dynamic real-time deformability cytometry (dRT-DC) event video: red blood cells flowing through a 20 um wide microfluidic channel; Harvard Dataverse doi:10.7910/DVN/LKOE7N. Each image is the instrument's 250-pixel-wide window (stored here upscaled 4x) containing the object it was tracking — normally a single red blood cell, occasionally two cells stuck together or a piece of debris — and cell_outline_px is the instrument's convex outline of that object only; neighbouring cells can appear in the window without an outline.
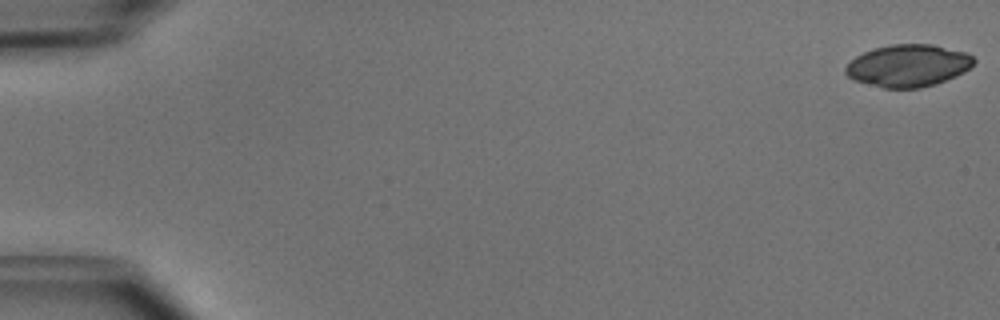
{"species": "common noctule bat (a hibernating species)", "species_latin": "Nyctalus noctula", "temperature_condition": "cold", "stored_images_in_passage": 51, "camera_frame_rate_fps": 3000, "um_per_image_px": 0.085, "animal": {"sex": "male", "body_mass_g": 15.6}, "frame": {"image": 1, "passage_image": 1, "time_ms": 0.0, "image_size_px": [1000, 320], "cell_outline_px": [[976, 60], [964, 72], [956, 76], [936, 84], [920, 88], [884, 88], [856, 80], [848, 76], [844, 72], [844, 68], [856, 56], [872, 48], [892, 44], [932, 44], [968, 52]], "centroid_in_image_um": [77.21, 5.57], "position_along_channel_um": 7.8, "area_um2": 31.56}}